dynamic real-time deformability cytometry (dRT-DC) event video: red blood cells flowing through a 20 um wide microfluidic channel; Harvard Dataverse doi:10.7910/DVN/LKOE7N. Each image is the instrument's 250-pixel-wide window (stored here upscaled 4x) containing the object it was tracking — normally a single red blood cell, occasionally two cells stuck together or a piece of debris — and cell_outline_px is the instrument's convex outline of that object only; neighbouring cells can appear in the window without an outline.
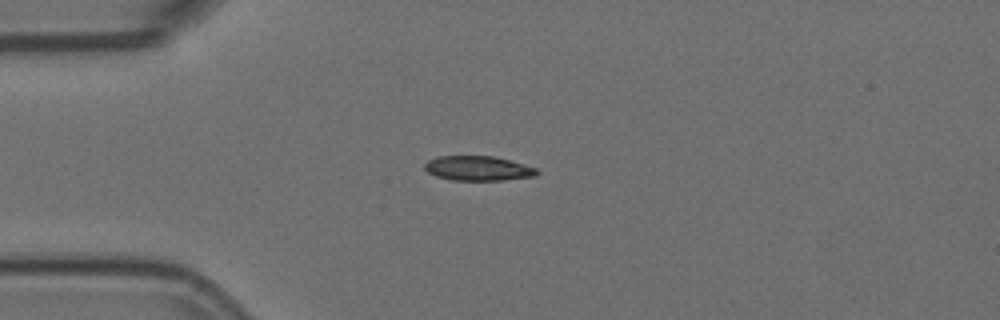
{"species": "Egyptian fruit bat (a non-hibernating species)", "species_latin": "Rousettus aegyptiacus", "temperature_condition": "room temperature", "stored_images_in_passage": 7, "camera_frame_rate_fps": 3000, "um_per_image_px": 0.085, "animal": {"sex": "female"}, "frame": {"image": 1, "passage_image": 4, "time_ms": 1.0, "image_size_px": [1000, 320], "cell_outline_px": [[540, 172], [536, 176], [504, 180], [452, 180], [436, 176], [428, 172], [424, 168], [424, 164], [428, 160], [436, 156], [492, 156], [524, 164], [536, 168]], "centroid_in_image_um": [40.63, 14.31], "position_along_channel_um": 44.4, "area_um2": 16.13}}
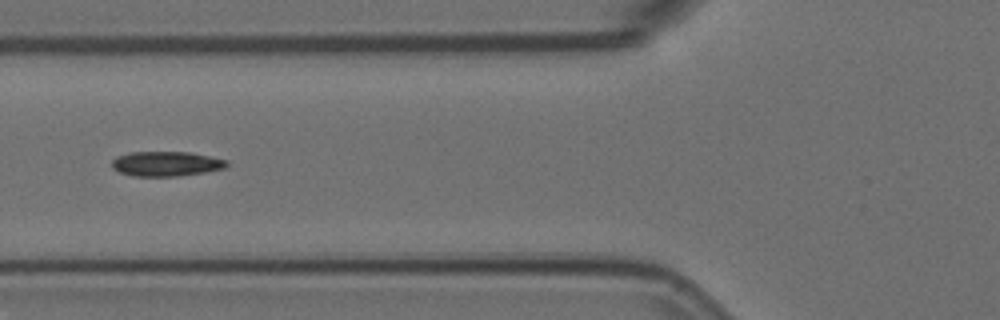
{"frame": {"image": 2, "passage_image": 6, "time_ms": 1.667, "image_size_px": [1000, 320], "cell_outline_px": [[228, 164], [224, 168], [204, 172], [176, 176], [132, 176], [120, 172], [112, 168], [112, 160], [116, 156], [128, 152], [188, 152], [228, 160]], "centroid_in_image_um": [14.08, 13.92], "position_along_channel_um": 111.7, "area_um2": 16.53}}
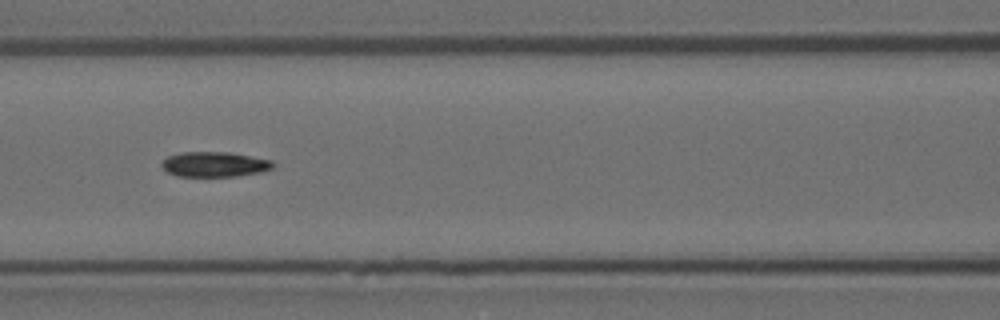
{"frame": {"image": 3, "passage_image": 7, "time_ms": 2.0, "image_size_px": [1000, 320], "cell_outline_px": [[276, 164], [272, 168], [260, 172], [236, 176], [176, 176], [168, 172], [160, 164], [168, 156], [180, 152], [228, 152], [272, 160]], "centroid_in_image_um": [18.24, 13.96], "position_along_channel_um": 148.4, "area_um2": 16.18}}